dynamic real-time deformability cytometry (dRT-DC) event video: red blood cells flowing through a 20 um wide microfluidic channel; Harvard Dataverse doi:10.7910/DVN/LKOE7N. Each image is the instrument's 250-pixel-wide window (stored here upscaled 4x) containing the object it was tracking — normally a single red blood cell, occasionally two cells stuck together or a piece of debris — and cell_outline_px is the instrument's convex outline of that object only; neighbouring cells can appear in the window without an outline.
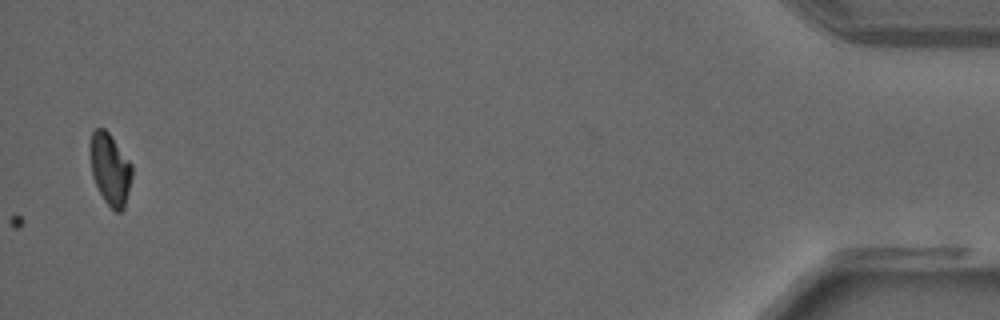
{"species": "common noctule bat (a hibernating species)", "species_latin": "Nyctalus noctula", "temperature_condition": "warm", "stored_images_in_passage": 36, "camera_frame_rate_fps": 3000, "um_per_image_px": 0.085, "animal": {"sex": "male", "forearm_length_mm": 52.5}, "frame": {"image": 1, "passage_image": 36, "time_ms": 11.667, "image_size_px": [1000, 320], "cell_outline_px": [[132, 176], [124, 208], [120, 212], [116, 212], [104, 200], [92, 176], [92, 132], [96, 128], [104, 128], [108, 132], [132, 164]], "centroid_in_image_um": [9.4, 14.41], "position_along_channel_um": 425.8, "area_um2": 16.88}}